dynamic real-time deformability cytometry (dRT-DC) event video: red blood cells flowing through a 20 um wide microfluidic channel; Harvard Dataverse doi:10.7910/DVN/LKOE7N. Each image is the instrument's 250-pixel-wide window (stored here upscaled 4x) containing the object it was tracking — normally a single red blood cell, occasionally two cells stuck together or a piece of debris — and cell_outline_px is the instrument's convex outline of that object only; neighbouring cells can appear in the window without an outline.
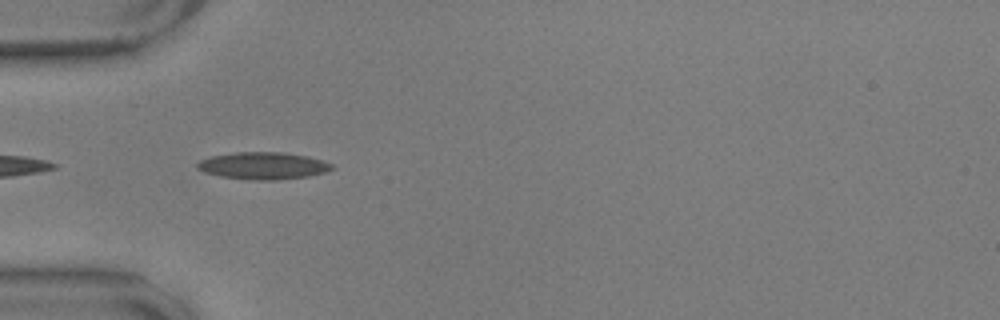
{"species": "common noctule bat (a hibernating species)", "species_latin": "Nyctalus noctula", "temperature_condition": "warm", "stored_images_in_passage": 14, "camera_frame_rate_fps": 3000, "um_per_image_px": 0.085, "animal": {"sex": "male", "body_mass_g": 17.9, "forearm_length_mm": 54.2}, "frame": {"image": 1, "passage_image": 3, "time_ms": 0.667, "image_size_px": [1000, 320], "cell_outline_px": [[336, 168], [328, 172], [308, 176], [276, 180], [252, 180], [220, 176], [204, 172], [196, 168], [196, 164], [200, 160], [212, 156], [236, 152], [284, 152], [308, 156], [324, 160], [332, 164]], "centroid_in_image_um": [22.41, 14.08], "position_along_channel_um": 62.6, "area_um2": 21.5}}